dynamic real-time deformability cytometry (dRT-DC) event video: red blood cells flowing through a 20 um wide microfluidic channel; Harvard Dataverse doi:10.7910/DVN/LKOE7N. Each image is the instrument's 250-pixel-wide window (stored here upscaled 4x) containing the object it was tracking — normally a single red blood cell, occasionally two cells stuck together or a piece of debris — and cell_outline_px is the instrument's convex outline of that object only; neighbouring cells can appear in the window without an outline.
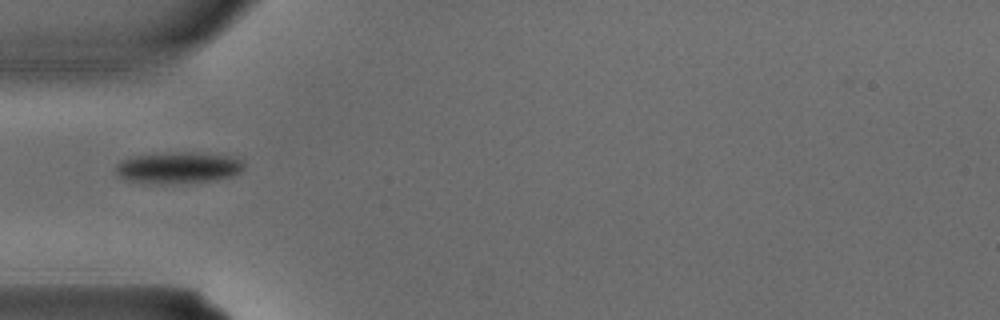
{"species": "common noctule bat (a hibernating species)", "species_latin": "Nyctalus noctula", "temperature_condition": "warm", "stored_images_in_passage": 1, "camera_frame_rate_fps": 3000, "um_per_image_px": 0.085, "animal": {"sex": "male", "body_mass_g": 15.6}, "frame": {"image": 1, "passage_image": 1, "time_ms": 0.0, "image_size_px": [1000, 320], "cell_outline_px": [[244, 168], [240, 172], [232, 176], [216, 180], [172, 184], [140, 184], [124, 180], [116, 176], [116, 164], [124, 160], [136, 156], [176, 152], [196, 152], [228, 156], [244, 160]], "centroid_in_image_um": [15.13, 14.28], "position_along_channel_um": 69.9, "area_um2": 23.87}}